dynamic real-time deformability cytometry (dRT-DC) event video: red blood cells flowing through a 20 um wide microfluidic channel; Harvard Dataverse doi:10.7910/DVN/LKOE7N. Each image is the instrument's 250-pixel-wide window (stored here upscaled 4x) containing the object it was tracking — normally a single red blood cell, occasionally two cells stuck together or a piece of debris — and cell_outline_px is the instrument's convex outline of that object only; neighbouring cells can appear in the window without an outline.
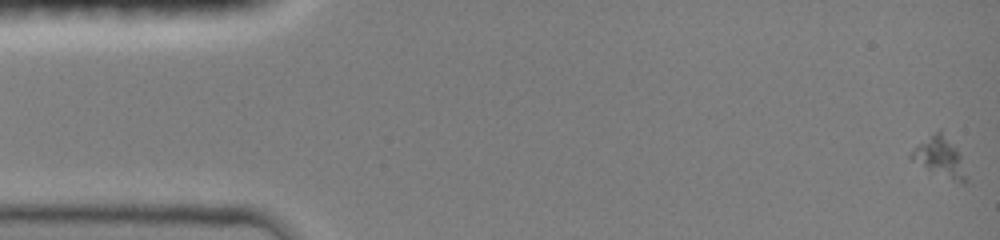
{"species": "common noctule bat (a hibernating species)", "species_latin": "Nyctalus noctula", "temperature_condition": "room temperature", "stored_images_in_passage": 6, "camera_frame_rate_fps": 3000, "um_per_image_px": 0.085, "animal": {"sex": "female", "body_mass_g": 19.0, "forearm_length_mm": 51.5}, "frame": {"image": 1, "passage_image": 1, "time_ms": 0.0, "image_size_px": [1000, 240], "cell_outline_px": [[968, 180], [964, 184], [960, 184], [912, 160], [908, 156], [912, 148], [940, 128], [956, 148], [960, 156], [968, 176]], "centroid_in_image_um": [79.92, 13.35], "position_along_channel_um": 5.1, "area_um2": 12.54}}
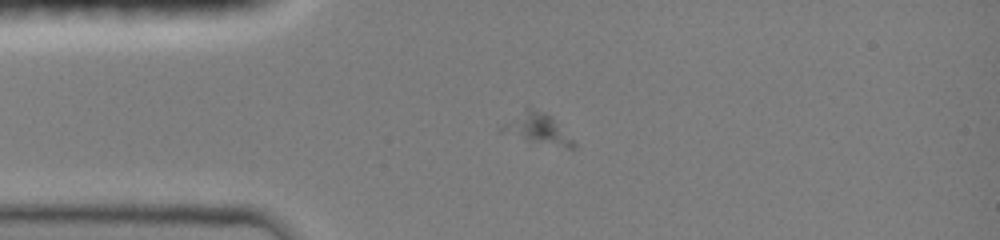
{"frame": {"image": 2, "passage_image": 5, "time_ms": 4.0, "image_size_px": [1000, 240], "cell_outline_px": [[576, 148], [568, 148], [528, 140], [516, 128], [516, 124], [524, 104], [528, 104], [552, 116], [576, 144]], "centroid_in_image_um": [46.11, 10.89], "position_along_channel_um": 38.9, "area_um2": 10.58}}